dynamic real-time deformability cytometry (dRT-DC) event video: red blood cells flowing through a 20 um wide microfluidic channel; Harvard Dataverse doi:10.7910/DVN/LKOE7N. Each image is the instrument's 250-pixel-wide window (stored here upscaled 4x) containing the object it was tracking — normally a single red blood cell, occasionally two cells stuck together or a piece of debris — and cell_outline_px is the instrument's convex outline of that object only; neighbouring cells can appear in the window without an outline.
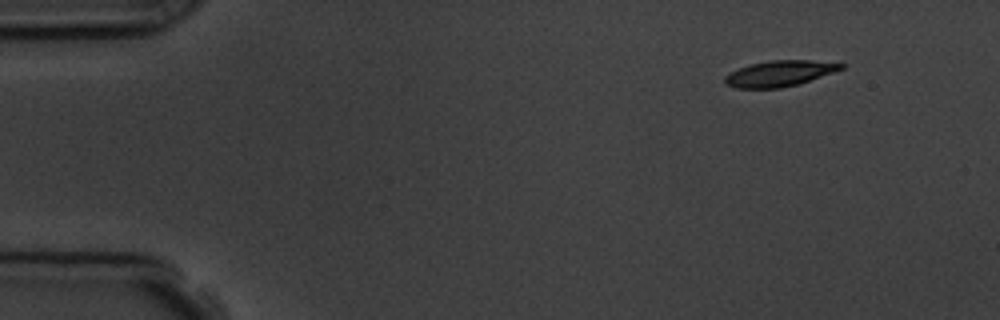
{"species": "common noctule bat (a hibernating species)", "species_latin": "Nyctalus noctula", "temperature_condition": "room temperature", "stored_images_in_passage": 4, "camera_frame_rate_fps": 3000, "um_per_image_px": 0.085, "animal": {"sex": "male", "body_mass_g": 19.5, "forearm_length_mm": 54.6}, "frame": {"image": 1, "passage_image": 1, "time_ms": 0.0, "image_size_px": [1000, 320], "cell_outline_px": [[844, 68], [800, 84], [780, 88], [736, 88], [724, 84], [724, 76], [728, 72], [752, 64], [772, 60], [812, 60], [844, 64]], "centroid_in_image_um": [66.23, 6.25], "position_along_channel_um": 18.8, "area_um2": 17.46}}
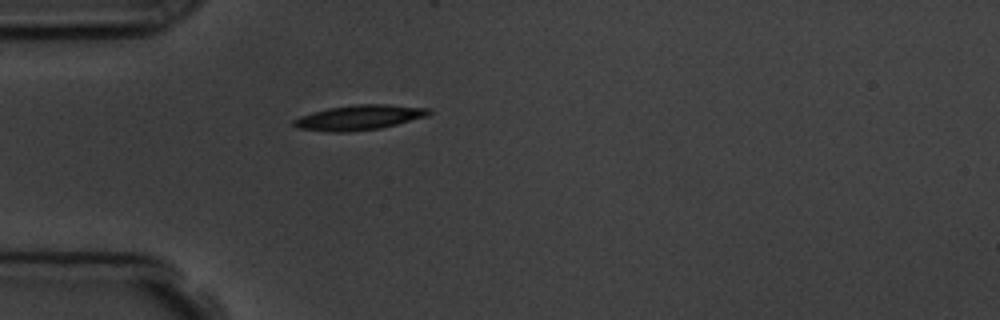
{"frame": {"image": 2, "passage_image": 4, "time_ms": 3.333, "image_size_px": [1000, 320], "cell_outline_px": [[432, 112], [428, 116], [380, 128], [348, 132], [328, 132], [296, 128], [292, 124], [292, 120], [300, 116], [312, 112], [328, 108], [356, 104], [384, 104], [432, 108]], "centroid_in_image_um": [30.52, 9.98], "position_along_channel_um": 54.5, "area_um2": 19.77}}